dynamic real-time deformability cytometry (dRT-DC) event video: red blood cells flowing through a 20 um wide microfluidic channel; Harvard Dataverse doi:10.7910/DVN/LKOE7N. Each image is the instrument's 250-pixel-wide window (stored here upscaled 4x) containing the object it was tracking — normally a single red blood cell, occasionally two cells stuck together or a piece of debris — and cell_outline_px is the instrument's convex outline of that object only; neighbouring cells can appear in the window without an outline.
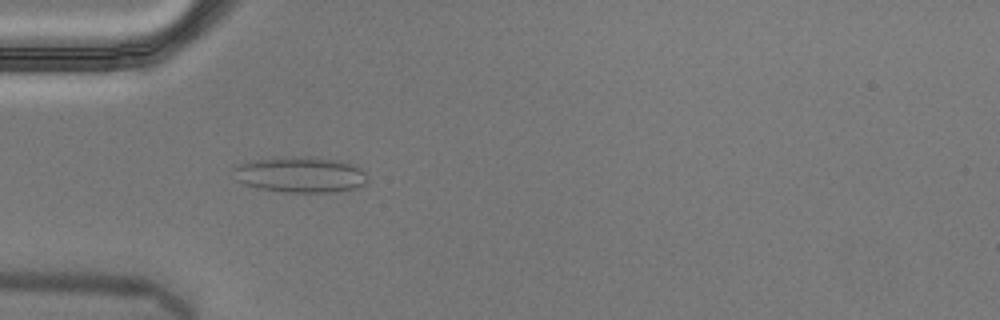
{"species": "Egyptian fruit bat (a non-hibernating species)", "species_latin": "Rousettus aegyptiacus", "temperature_condition": "cold", "stored_images_in_passage": 56, "camera_frame_rate_fps": 3000, "um_per_image_px": 0.085, "animal": {"sex": "male"}, "frame": {"image": 1, "passage_image": 17, "time_ms": 5.333, "image_size_px": [1000, 320], "cell_outline_px": [[368, 180], [364, 184], [356, 188], [332, 192], [284, 192], [260, 188], [244, 184], [236, 180], [232, 168], [236, 164], [248, 160], [272, 156], [304, 156], [340, 160], [352, 164], [360, 168], [364, 172]], "centroid_in_image_um": [25.46, 14.81], "position_along_channel_um": 59.5, "area_um2": 28.5}, "authors_computed_cell_mechanics": {"area_um2": 28.2353, "velocity_mm_per_s": 3.5975, "shape_relaxation_time_tau1_ms": null, "shape_relaxation_time_tau2_ms": 0.869, "deformation_change_tau1": null, "deformation_change_tau2": 0.0643}}